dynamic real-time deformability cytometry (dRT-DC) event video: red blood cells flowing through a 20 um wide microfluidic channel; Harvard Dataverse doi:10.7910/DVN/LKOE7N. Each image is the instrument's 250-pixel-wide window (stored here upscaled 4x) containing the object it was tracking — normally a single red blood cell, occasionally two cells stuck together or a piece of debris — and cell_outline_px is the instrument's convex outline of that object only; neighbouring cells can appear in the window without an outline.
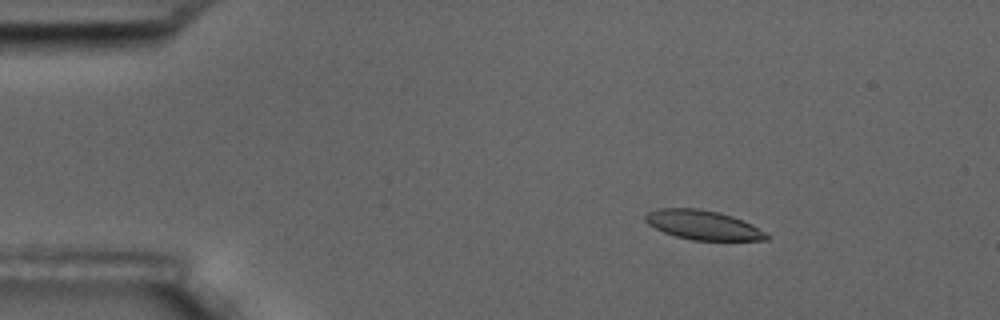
{"species": "common noctule bat (a hibernating species)", "species_latin": "Nyctalus noctula", "temperature_condition": "room temperature", "stored_images_in_passage": 6, "camera_frame_rate_fps": 3000, "um_per_image_px": 0.085, "animal": {"sex": "male", "body_mass_g": 17.5, "forearm_length_mm": 52.3}, "frame": {"image": 1, "passage_image": 3, "time_ms": 2.333, "image_size_px": [1000, 320], "cell_outline_px": [[772, 236], [768, 240], [692, 240], [676, 236], [664, 232], [648, 224], [644, 220], [644, 216], [648, 212], [656, 208], [700, 208], [720, 212], [732, 216], [752, 224]], "centroid_in_image_um": [59.77, 19.12], "position_along_channel_um": 25.2, "area_um2": 20.87}}